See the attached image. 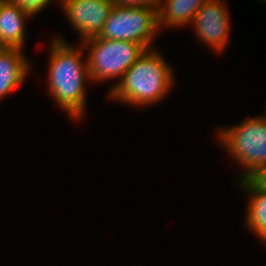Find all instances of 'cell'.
Instances as JSON below:
<instances>
[{"label":"cell","mask_w":266,"mask_h":266,"mask_svg":"<svg viewBox=\"0 0 266 266\" xmlns=\"http://www.w3.org/2000/svg\"><path fill=\"white\" fill-rule=\"evenodd\" d=\"M81 47L90 46L87 57L90 80L121 79L123 74L146 51L139 43L110 40L98 36L86 39Z\"/></svg>","instance_id":"3957f363"},{"label":"cell","mask_w":266,"mask_h":266,"mask_svg":"<svg viewBox=\"0 0 266 266\" xmlns=\"http://www.w3.org/2000/svg\"><path fill=\"white\" fill-rule=\"evenodd\" d=\"M19 8L28 12L31 16L36 15L39 11L43 10L53 0H10Z\"/></svg>","instance_id":"7c38bea8"},{"label":"cell","mask_w":266,"mask_h":266,"mask_svg":"<svg viewBox=\"0 0 266 266\" xmlns=\"http://www.w3.org/2000/svg\"><path fill=\"white\" fill-rule=\"evenodd\" d=\"M150 50L123 74L109 92L110 98L143 106L159 101L168 93L174 82L172 69L158 51Z\"/></svg>","instance_id":"7a4b0ae2"},{"label":"cell","mask_w":266,"mask_h":266,"mask_svg":"<svg viewBox=\"0 0 266 266\" xmlns=\"http://www.w3.org/2000/svg\"><path fill=\"white\" fill-rule=\"evenodd\" d=\"M246 179L256 188L266 190V165L258 167Z\"/></svg>","instance_id":"4fadbf2b"},{"label":"cell","mask_w":266,"mask_h":266,"mask_svg":"<svg viewBox=\"0 0 266 266\" xmlns=\"http://www.w3.org/2000/svg\"><path fill=\"white\" fill-rule=\"evenodd\" d=\"M217 133L231 155L246 169L241 179L266 165V117H255Z\"/></svg>","instance_id":"5b68a950"},{"label":"cell","mask_w":266,"mask_h":266,"mask_svg":"<svg viewBox=\"0 0 266 266\" xmlns=\"http://www.w3.org/2000/svg\"><path fill=\"white\" fill-rule=\"evenodd\" d=\"M69 22L86 40L99 36L114 7L110 0H62Z\"/></svg>","instance_id":"8992f818"},{"label":"cell","mask_w":266,"mask_h":266,"mask_svg":"<svg viewBox=\"0 0 266 266\" xmlns=\"http://www.w3.org/2000/svg\"><path fill=\"white\" fill-rule=\"evenodd\" d=\"M22 49L0 48V100L25 80L30 65Z\"/></svg>","instance_id":"9c48e42d"},{"label":"cell","mask_w":266,"mask_h":266,"mask_svg":"<svg viewBox=\"0 0 266 266\" xmlns=\"http://www.w3.org/2000/svg\"><path fill=\"white\" fill-rule=\"evenodd\" d=\"M159 0L157 7L158 28L161 25L179 26L193 21L195 14L207 0Z\"/></svg>","instance_id":"30bf717a"},{"label":"cell","mask_w":266,"mask_h":266,"mask_svg":"<svg viewBox=\"0 0 266 266\" xmlns=\"http://www.w3.org/2000/svg\"><path fill=\"white\" fill-rule=\"evenodd\" d=\"M157 29V7L114 5L98 37L132 41L149 50Z\"/></svg>","instance_id":"277c9868"},{"label":"cell","mask_w":266,"mask_h":266,"mask_svg":"<svg viewBox=\"0 0 266 266\" xmlns=\"http://www.w3.org/2000/svg\"><path fill=\"white\" fill-rule=\"evenodd\" d=\"M229 14L226 6L220 0H207L195 14L192 25L203 42H206L217 52L226 47L229 33Z\"/></svg>","instance_id":"52a82bcc"},{"label":"cell","mask_w":266,"mask_h":266,"mask_svg":"<svg viewBox=\"0 0 266 266\" xmlns=\"http://www.w3.org/2000/svg\"><path fill=\"white\" fill-rule=\"evenodd\" d=\"M31 15L10 0L0 3V48L22 49L25 43V18Z\"/></svg>","instance_id":"ba28073f"},{"label":"cell","mask_w":266,"mask_h":266,"mask_svg":"<svg viewBox=\"0 0 266 266\" xmlns=\"http://www.w3.org/2000/svg\"><path fill=\"white\" fill-rule=\"evenodd\" d=\"M240 180L241 187L252 195L247 210V227L266 241V190L256 189L246 178Z\"/></svg>","instance_id":"8fae6325"},{"label":"cell","mask_w":266,"mask_h":266,"mask_svg":"<svg viewBox=\"0 0 266 266\" xmlns=\"http://www.w3.org/2000/svg\"><path fill=\"white\" fill-rule=\"evenodd\" d=\"M115 5L158 7L159 0H110Z\"/></svg>","instance_id":"5bb4252c"},{"label":"cell","mask_w":266,"mask_h":266,"mask_svg":"<svg viewBox=\"0 0 266 266\" xmlns=\"http://www.w3.org/2000/svg\"><path fill=\"white\" fill-rule=\"evenodd\" d=\"M81 49L55 38L51 45L48 88L56 103L74 120L80 119L85 108V85L89 78L87 60H83ZM86 61V63H85Z\"/></svg>","instance_id":"6da1fadb"}]
</instances>
